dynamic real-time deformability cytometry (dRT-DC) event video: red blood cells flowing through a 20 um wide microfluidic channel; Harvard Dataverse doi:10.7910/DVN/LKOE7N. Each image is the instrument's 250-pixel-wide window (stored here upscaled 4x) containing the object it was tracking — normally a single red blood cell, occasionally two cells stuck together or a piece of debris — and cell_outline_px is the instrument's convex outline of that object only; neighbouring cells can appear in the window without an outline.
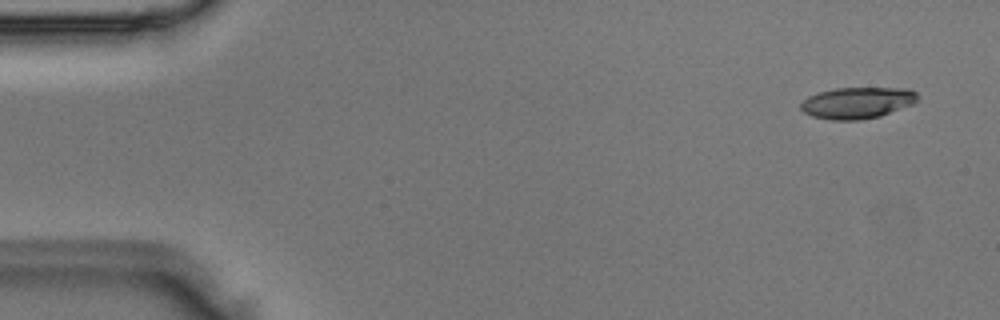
{"species": "Egyptian fruit bat (a non-hibernating species)", "species_latin": "Rousettus aegyptiacus", "temperature_condition": "room temperature", "stored_images_in_passage": 5, "camera_frame_rate_fps": 3000, "um_per_image_px": 0.085, "animal": {"sex": "male"}, "frame": {"image": 1, "passage_image": 1, "time_ms": 0.0, "image_size_px": [1000, 320], "cell_outline_px": [[916, 100], [912, 104], [880, 116], [860, 120], [832, 120], [812, 116], [804, 112], [800, 108], [800, 104], [808, 96], [816, 92], [836, 88], [908, 88], [916, 92]], "centroid_in_image_um": [72.83, 8.73], "position_along_channel_um": 12.2, "area_um2": 21.33}}